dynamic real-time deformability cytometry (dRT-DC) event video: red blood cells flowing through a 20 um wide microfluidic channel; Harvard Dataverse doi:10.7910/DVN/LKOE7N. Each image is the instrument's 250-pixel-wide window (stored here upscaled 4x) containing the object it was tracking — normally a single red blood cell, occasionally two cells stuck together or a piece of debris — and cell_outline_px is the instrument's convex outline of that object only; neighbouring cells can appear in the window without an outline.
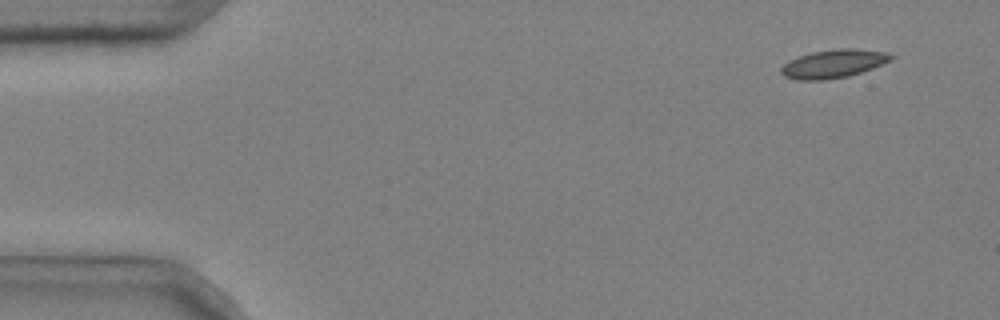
{"species": "common noctule bat (a hibernating species)", "species_latin": "Nyctalus noctula", "temperature_condition": "cold", "stored_images_in_passage": 5, "camera_frame_rate_fps": 3000, "um_per_image_px": 0.085, "animal": {"sex": "male", "body_mass_g": 20.4}, "frame": {"image": 1, "passage_image": 1, "time_ms": 0.0, "image_size_px": [1000, 320], "cell_outline_px": [[896, 56], [892, 60], [872, 68], [848, 76], [824, 80], [796, 80], [784, 76], [780, 72], [780, 68], [784, 64], [800, 56], [812, 52], [836, 48], [852, 48], [888, 52]], "centroid_in_image_um": [70.87, 5.41], "position_along_channel_um": 14.1, "area_um2": 18.15}}
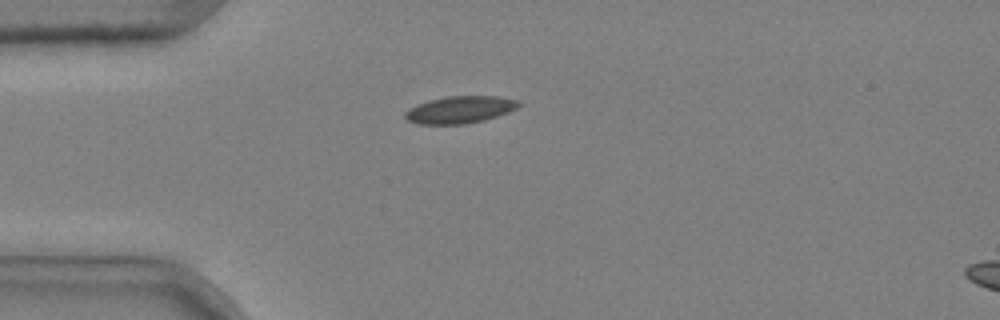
{"frame": {"image": 2, "passage_image": 4, "time_ms": 1.0, "image_size_px": [1000, 320], "cell_outline_px": [[524, 104], [508, 112], [484, 120], [464, 124], [416, 124], [408, 120], [404, 116], [404, 112], [416, 104], [428, 100], [448, 96], [496, 96], [520, 100]], "centroid_in_image_um": [39.1, 9.31], "position_along_channel_um": 45.9, "area_um2": 18.09}}